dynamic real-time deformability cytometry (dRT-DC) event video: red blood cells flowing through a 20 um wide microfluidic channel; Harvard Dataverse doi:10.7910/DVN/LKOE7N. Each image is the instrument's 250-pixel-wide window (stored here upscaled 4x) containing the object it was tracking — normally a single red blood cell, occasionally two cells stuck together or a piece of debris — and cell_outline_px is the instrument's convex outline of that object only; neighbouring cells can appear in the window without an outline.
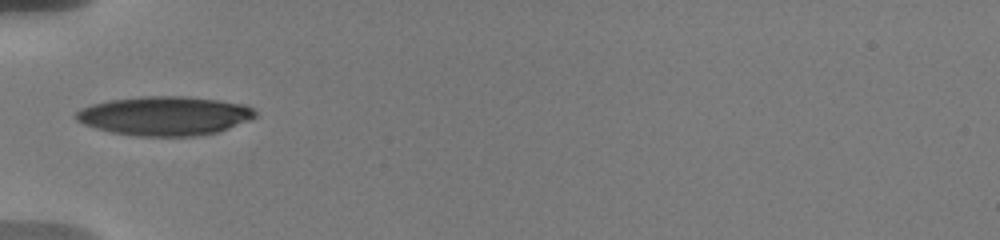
{"species": "human", "species_latin": "Homo sapiens", "temperature_condition": "warm", "stored_images_in_passage": 29, "camera_frame_rate_fps": 3000, "um_per_image_px": 0.085, "donor": {"sex": "male"}, "frame": {"image": 1, "passage_image": 1, "time_ms": 0.0, "image_size_px": [1000, 240], "cell_outline_px": [[256, 116], [248, 120], [228, 128], [216, 132], [196, 136], [136, 136], [112, 132], [96, 128], [84, 124], [76, 120], [76, 112], [80, 108], [92, 104], [108, 100], [140, 96], [188, 96], [244, 104], [252, 108], [256, 112]], "centroid_in_image_um": [13.97, 9.84], "position_along_channel_um": 71.0, "area_um2": 40.69}}
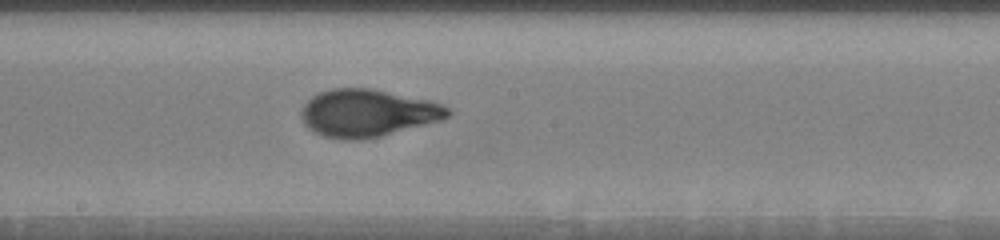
{"frame": {"image": 2, "passage_image": 16, "time_ms": 4.0, "image_size_px": [1000, 240], "cell_outline_px": [[452, 112], [444, 120], [380, 136], [356, 140], [344, 140], [324, 136], [308, 128], [304, 124], [300, 116], [300, 112], [304, 104], [312, 96], [320, 92], [332, 88], [372, 88], [432, 100], [444, 104]], "centroid_in_image_um": [31.27, 9.6], "position_along_channel_um": 216.9, "area_um2": 40.86}}
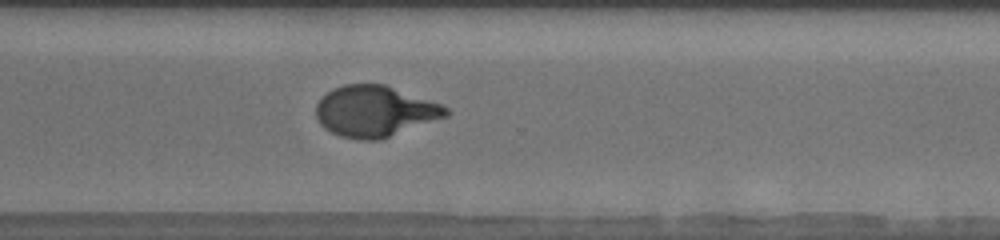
{"frame": {"image": 3, "passage_image": 29, "time_ms": 7.333, "image_size_px": [1000, 240], "cell_outline_px": [[452, 112], [448, 116], [380, 140], [360, 140], [340, 136], [324, 128], [320, 124], [316, 116], [316, 104], [332, 88], [344, 84], [384, 84], [440, 104], [448, 108]], "centroid_in_image_um": [31.86, 9.47], "position_along_channel_um": 338.7, "area_um2": 38.55}}